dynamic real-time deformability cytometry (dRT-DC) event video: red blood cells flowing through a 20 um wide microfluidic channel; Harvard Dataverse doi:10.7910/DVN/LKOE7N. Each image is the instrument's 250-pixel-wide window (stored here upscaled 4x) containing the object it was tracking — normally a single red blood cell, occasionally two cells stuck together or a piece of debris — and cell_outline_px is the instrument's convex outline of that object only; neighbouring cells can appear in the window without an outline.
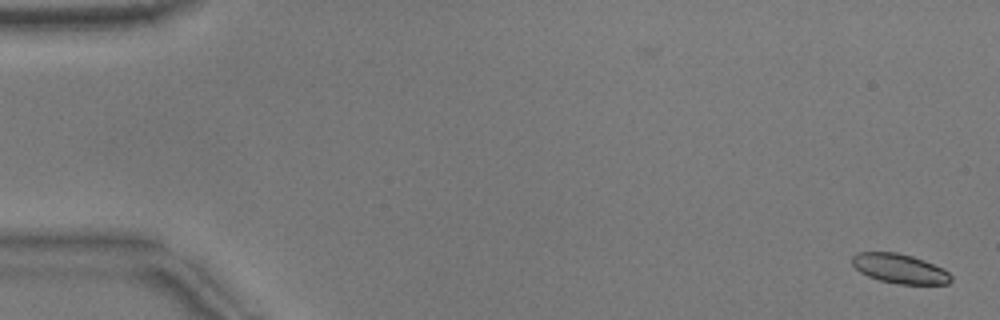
{"species": "common noctule bat (a hibernating species)", "species_latin": "Nyctalus noctula", "temperature_condition": "warm", "stored_images_in_passage": 3, "camera_frame_rate_fps": 3000, "um_per_image_px": 0.085, "animal": {"sex": "male", "body_mass_g": 17.9}, "frame": {"image": 1, "passage_image": 1, "time_ms": 0.0, "image_size_px": [1000, 320], "cell_outline_px": [[952, 280], [948, 284], [896, 284], [880, 280], [868, 276], [860, 272], [852, 264], [852, 256], [856, 252], [896, 252], [912, 256], [924, 260], [944, 268], [952, 276]], "centroid_in_image_um": [76.49, 22.83], "position_along_channel_um": 8.5, "area_um2": 17.11}}